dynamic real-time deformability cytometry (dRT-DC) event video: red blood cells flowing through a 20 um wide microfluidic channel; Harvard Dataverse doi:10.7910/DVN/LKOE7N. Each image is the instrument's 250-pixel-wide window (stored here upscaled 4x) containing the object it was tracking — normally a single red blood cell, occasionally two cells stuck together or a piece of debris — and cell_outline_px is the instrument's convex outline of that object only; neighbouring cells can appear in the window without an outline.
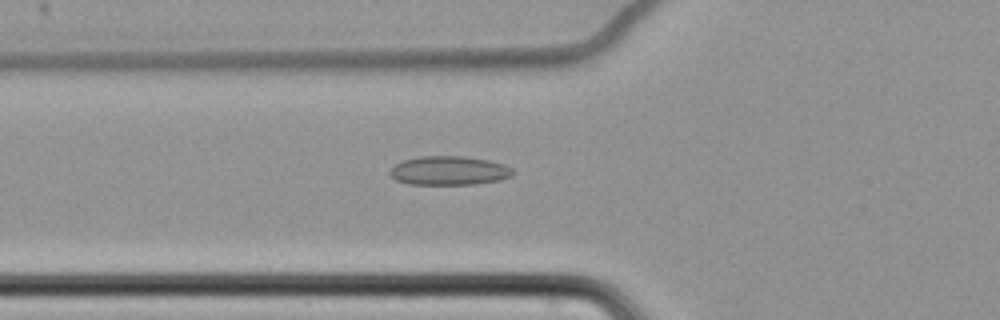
{"species": "common noctule bat (a hibernating species)", "species_latin": "Nyctalus noctula", "temperature_condition": "cold", "stored_images_in_passage": 62, "camera_frame_rate_fps": 3000, "um_per_image_px": 0.085, "animal": {"sex": "female", "body_mass_g": 22.7, "forearm_length_mm": 54.2}, "frame": {"image": 1, "passage_image": 25, "time_ms": 8.0, "image_size_px": [1000, 320], "cell_outline_px": [[516, 172], [512, 176], [500, 180], [476, 184], [408, 184], [396, 180], [388, 172], [396, 164], [404, 160], [420, 156], [464, 156], [488, 160], [504, 164], [512, 168]], "centroid_in_image_um": [38.21, 14.5], "position_along_channel_um": 87.6, "area_um2": 20.81}}
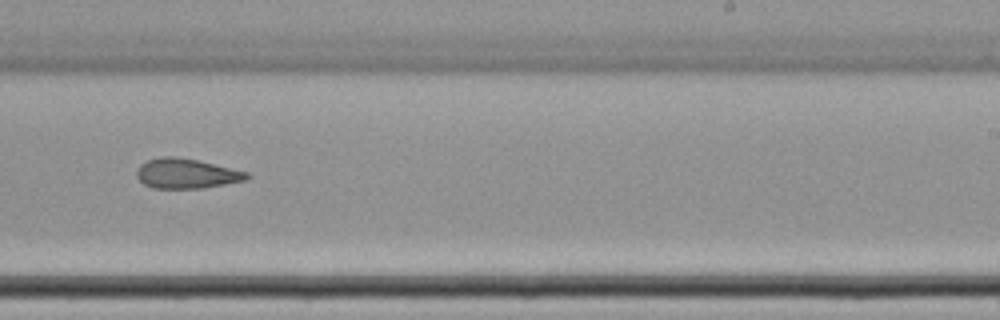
{"frame": {"image": 2, "passage_image": 41, "time_ms": 13.333, "image_size_px": [1000, 320], "cell_outline_px": [[252, 176], [244, 180], [204, 188], [152, 188], [144, 184], [136, 176], [136, 172], [140, 164], [148, 160], [160, 156], [176, 156], [196, 160], [248, 172]], "centroid_in_image_um": [15.82, 14.75], "position_along_channel_um": 273.2, "area_um2": 19.07}}
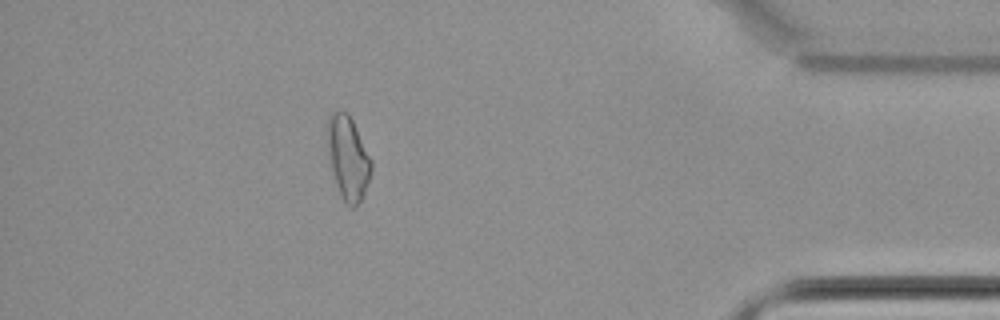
{"frame": {"image": 3, "passage_image": 56, "time_ms": 18.333, "image_size_px": [1000, 320], "cell_outline_px": [[372, 172], [364, 192], [356, 208], [352, 208], [344, 200], [336, 184], [328, 152], [328, 120], [332, 112], [336, 108], [340, 108], [348, 112], [372, 160]], "centroid_in_image_um": [29.59, 13.37], "position_along_channel_um": 405.6, "area_um2": 21.1}, "authors_computed_cell_mechanics": {"area_um2": 20.9236, "velocity_mm_per_s": 3.4795, "shape_relaxation_time_tau1_ms": null, "shape_relaxation_time_tau2_ms": 5.3961, "deformation_change_tau1": null, "deformation_change_tau2": 0.133}}